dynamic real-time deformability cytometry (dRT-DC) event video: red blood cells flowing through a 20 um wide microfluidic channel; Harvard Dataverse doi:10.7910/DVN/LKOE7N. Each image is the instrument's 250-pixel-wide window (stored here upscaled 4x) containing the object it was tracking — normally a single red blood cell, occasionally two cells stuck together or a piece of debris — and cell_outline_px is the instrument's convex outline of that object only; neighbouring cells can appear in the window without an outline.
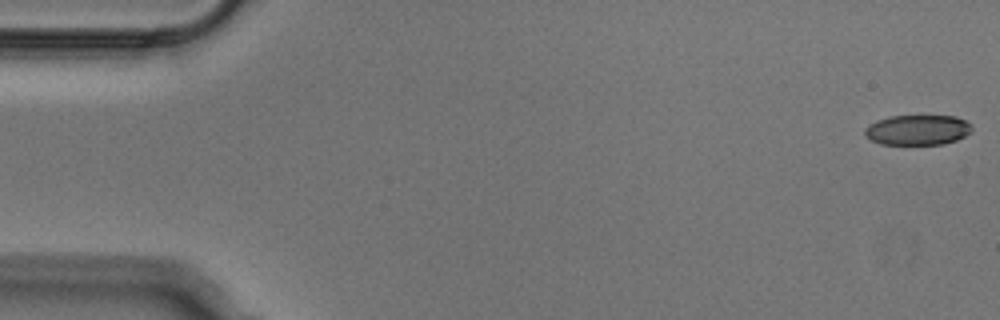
{"species": "Egyptian fruit bat (a non-hibernating species)", "species_latin": "Rousettus aegyptiacus", "temperature_condition": "cold", "stored_images_in_passage": 52, "camera_frame_rate_fps": 3000, "um_per_image_px": 0.085, "animal": {"sex": "male"}, "frame": {"image": 1, "passage_image": 1, "time_ms": 0.0, "image_size_px": [1000, 320], "cell_outline_px": [[972, 132], [956, 140], [944, 144], [880, 144], [864, 136], [864, 128], [876, 120], [888, 116], [956, 116], [972, 124]], "centroid_in_image_um": [77.99, 11.04], "position_along_channel_um": 7.0, "area_um2": 18.96}}
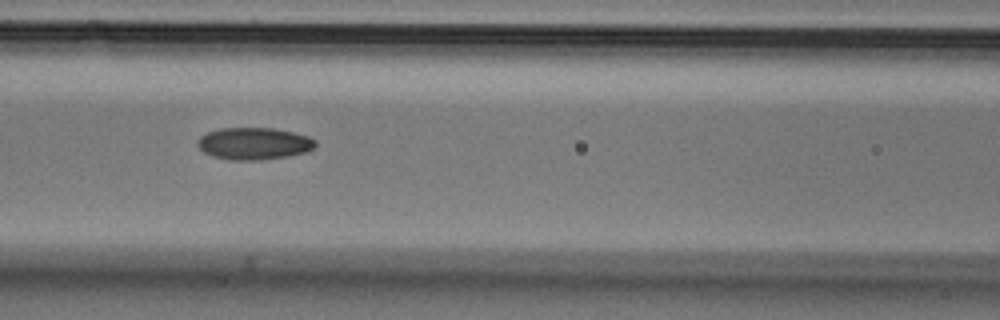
{"frame": {"image": 2, "passage_image": 22, "time_ms": 7.0, "image_size_px": [1000, 320], "cell_outline_px": [[316, 144], [312, 148], [304, 152], [288, 156], [260, 160], [228, 160], [212, 156], [204, 152], [196, 144], [200, 136], [208, 132], [220, 128], [272, 128], [292, 132], [308, 136], [316, 140]], "centroid_in_image_um": [21.56, 12.2], "position_along_channel_um": 145.0, "area_um2": 21.96}}
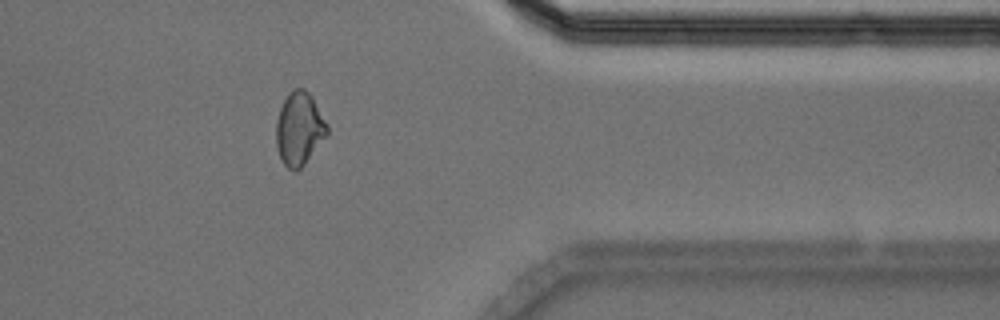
{"frame": {"image": 3, "passage_image": 42, "time_ms": 13.667, "image_size_px": [1000, 320], "cell_outline_px": [[328, 132], [304, 164], [296, 172], [292, 172], [284, 164], [276, 148], [276, 120], [280, 108], [288, 92], [292, 88], [304, 88], [312, 96], [328, 124]], "centroid_in_image_um": [25.42, 10.92], "position_along_channel_um": 386.0, "area_um2": 21.73}}